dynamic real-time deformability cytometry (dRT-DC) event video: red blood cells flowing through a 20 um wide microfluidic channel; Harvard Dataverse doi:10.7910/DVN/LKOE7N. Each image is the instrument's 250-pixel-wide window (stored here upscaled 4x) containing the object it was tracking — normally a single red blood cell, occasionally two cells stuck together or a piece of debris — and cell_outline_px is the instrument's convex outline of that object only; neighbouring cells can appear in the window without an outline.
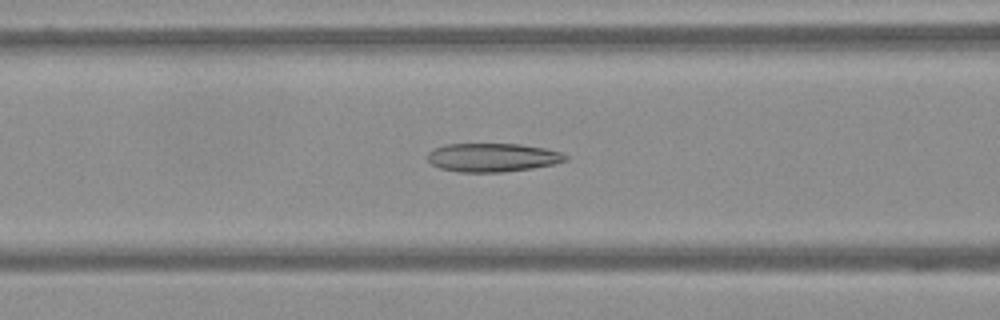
{"species": "Egyptian fruit bat (a non-hibernating species)", "species_latin": "Rousettus aegyptiacus", "temperature_condition": "warm", "stored_images_in_passage": 40, "camera_frame_rate_fps": 3000, "um_per_image_px": 0.085, "frame": {"image": 1, "passage_image": 7, "time_ms": 2.0, "image_size_px": [1000, 320], "cell_outline_px": [[568, 160], [556, 164], [532, 168], [504, 172], [460, 172], [440, 168], [432, 164], [428, 160], [428, 152], [444, 144], [520, 144], [544, 148], [560, 152], [568, 156]], "centroid_in_image_um": [41.89, 13.39], "position_along_channel_um": 124.7, "area_um2": 23.0}}
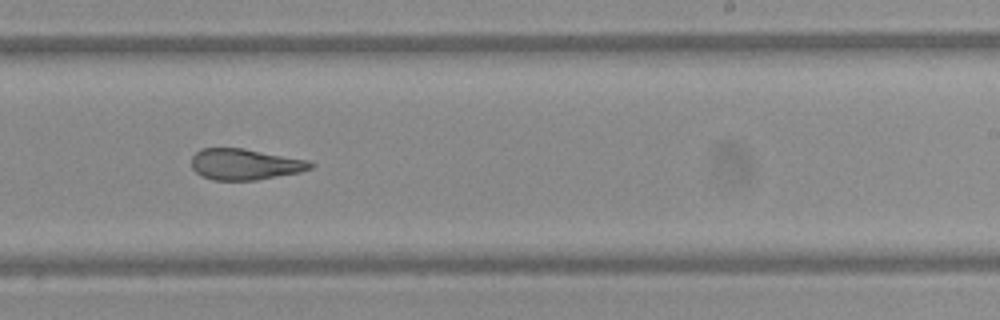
{"frame": {"image": 2, "passage_image": 20, "time_ms": 6.333, "image_size_px": [1000, 320], "cell_outline_px": [[316, 164], [312, 168], [300, 172], [256, 180], [212, 180], [200, 176], [192, 168], [192, 156], [200, 148], [244, 148], [308, 160]], "centroid_in_image_um": [20.81, 13.96], "position_along_channel_um": 268.2, "area_um2": 21.68}}
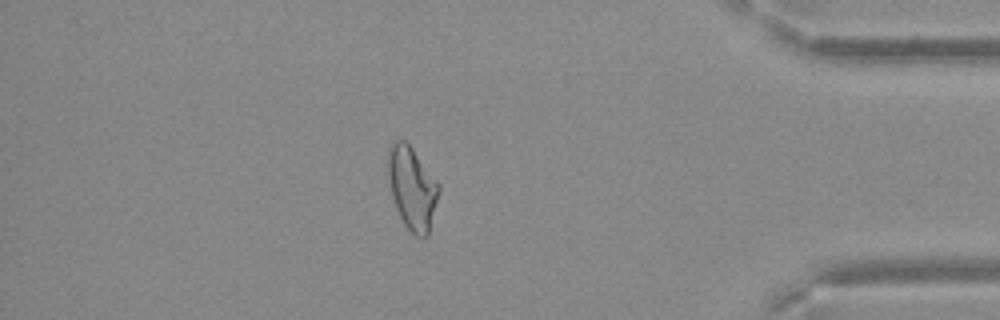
{"frame": {"image": 3, "passage_image": 35, "time_ms": 11.333, "image_size_px": [1000, 320], "cell_outline_px": [[440, 188], [428, 236], [416, 236], [404, 224], [396, 208], [392, 196], [388, 176], [388, 148], [396, 140], [404, 140], [412, 148], [440, 184]], "centroid_in_image_um": [35.03, 15.97], "position_along_channel_um": 400.2, "area_um2": 24.16}}